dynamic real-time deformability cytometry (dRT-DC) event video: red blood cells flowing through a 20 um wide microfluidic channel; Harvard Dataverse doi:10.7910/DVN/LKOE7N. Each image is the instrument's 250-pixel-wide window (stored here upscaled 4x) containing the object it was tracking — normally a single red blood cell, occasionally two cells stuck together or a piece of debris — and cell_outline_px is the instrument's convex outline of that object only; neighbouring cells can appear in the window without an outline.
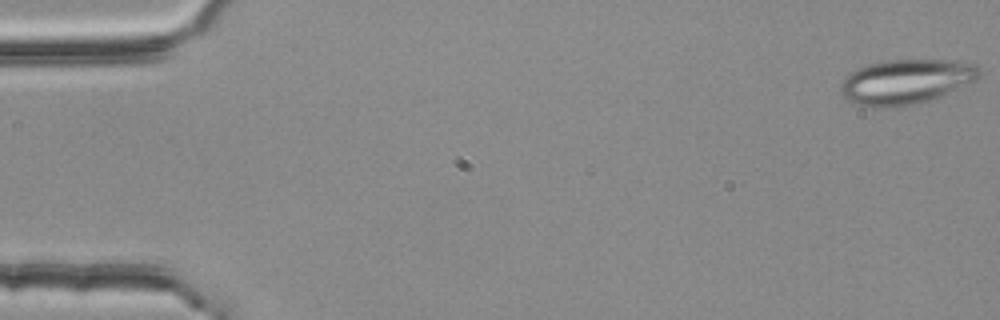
{"species": "common noctule bat (a hibernating species)", "species_latin": "Nyctalus noctula", "temperature_condition": "room temperature", "stored_images_in_passage": 4, "camera_frame_rate_fps": 3000, "um_per_image_px": 0.085, "animal": {"sex": "female", "body_mass_g": 25.1}, "frame": {"image": 1, "passage_image": 1, "time_ms": 0.0, "image_size_px": [1000, 320], "cell_outline_px": [[980, 80], [940, 96], [916, 104], [900, 108], [872, 108], [848, 100], [840, 92], [840, 84], [856, 68], [868, 64], [884, 60], [956, 60], [976, 64], [980, 68]], "centroid_in_image_um": [77.06, 6.95], "position_along_channel_um": 7.9, "area_um2": 36.7}}